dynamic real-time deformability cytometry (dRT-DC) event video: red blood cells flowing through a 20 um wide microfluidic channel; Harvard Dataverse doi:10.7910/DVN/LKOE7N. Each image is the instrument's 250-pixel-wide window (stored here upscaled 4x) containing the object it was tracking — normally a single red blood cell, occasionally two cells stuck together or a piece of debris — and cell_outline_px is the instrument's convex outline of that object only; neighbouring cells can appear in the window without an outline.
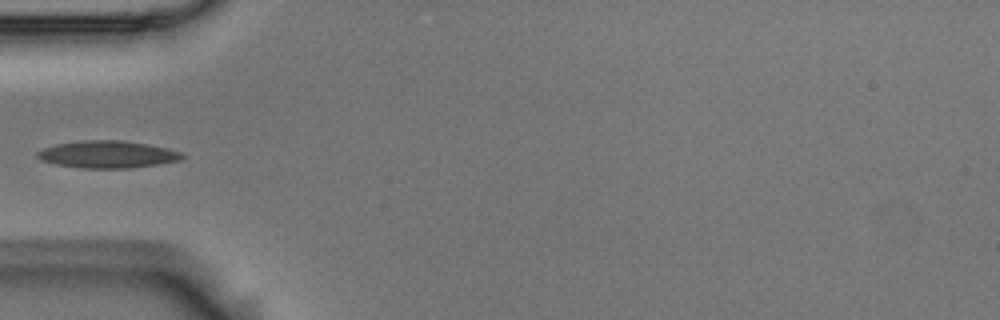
{"species": "Egyptian fruit bat (a non-hibernating species)", "species_latin": "Rousettus aegyptiacus", "temperature_condition": "room temperature", "stored_images_in_passage": 6, "camera_frame_rate_fps": 3000, "um_per_image_px": 0.085, "animal": {"sex": "male"}, "frame": {"image": 1, "passage_image": 5, "time_ms": 1.333, "image_size_px": [1000, 320], "cell_outline_px": [[184, 156], [180, 160], [156, 164], [128, 168], [80, 168], [56, 164], [40, 160], [36, 156], [36, 152], [44, 148], [56, 144], [84, 140], [120, 140], [148, 144], [168, 148], [180, 152]], "centroid_in_image_um": [9.1, 13.12], "position_along_channel_um": 75.9, "area_um2": 22.83}}
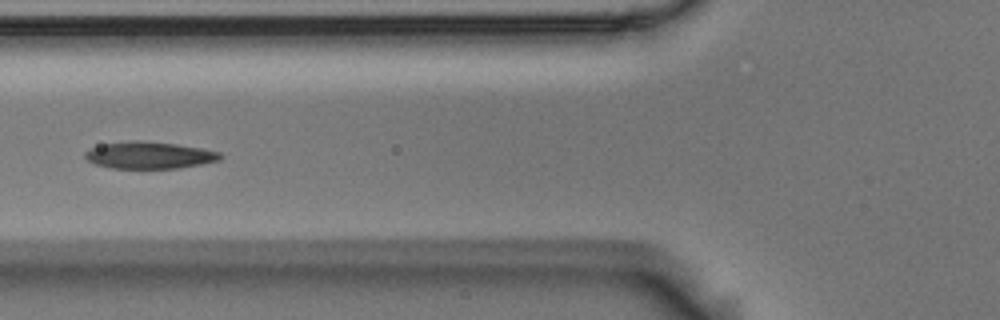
{"frame": {"image": 2, "passage_image": 6, "time_ms": 1.667, "image_size_px": [1000, 320], "cell_outline_px": [[224, 156], [220, 160], [180, 168], [112, 168], [96, 164], [88, 160], [84, 156], [84, 152], [88, 148], [100, 144], [128, 140], [140, 140], [176, 144], [200, 148], [220, 152]], "centroid_in_image_um": [12.66, 13.18], "position_along_channel_um": 113.1, "area_um2": 21.39}}